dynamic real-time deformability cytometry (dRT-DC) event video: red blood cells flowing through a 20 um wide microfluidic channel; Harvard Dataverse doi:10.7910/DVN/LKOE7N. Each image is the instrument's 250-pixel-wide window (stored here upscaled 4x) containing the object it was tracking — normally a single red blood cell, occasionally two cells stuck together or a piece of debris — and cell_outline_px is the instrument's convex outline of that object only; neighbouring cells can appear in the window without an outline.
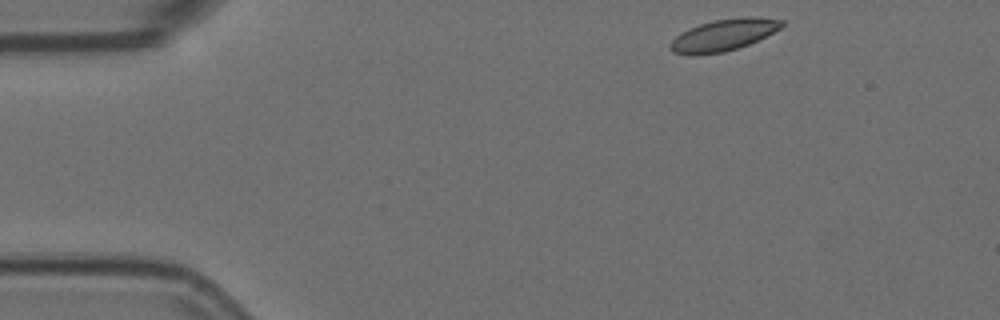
{"species": "Egyptian fruit bat (a non-hibernating species)", "species_latin": "Rousettus aegyptiacus", "temperature_condition": "room temperature", "stored_images_in_passage": 50, "camera_frame_rate_fps": 3000, "um_per_image_px": 0.085, "animal": {"sex": "female"}, "frame": {"image": 1, "passage_image": 1, "time_ms": 0.0, "image_size_px": [1000, 320], "cell_outline_px": [[784, 24], [780, 28], [748, 44], [724, 52], [692, 56], [672, 52], [668, 48], [668, 44], [680, 32], [688, 28], [700, 24], [716, 20], [784, 20]], "centroid_in_image_um": [61.3, 3.06], "position_along_channel_um": 23.7, "area_um2": 19.48}}
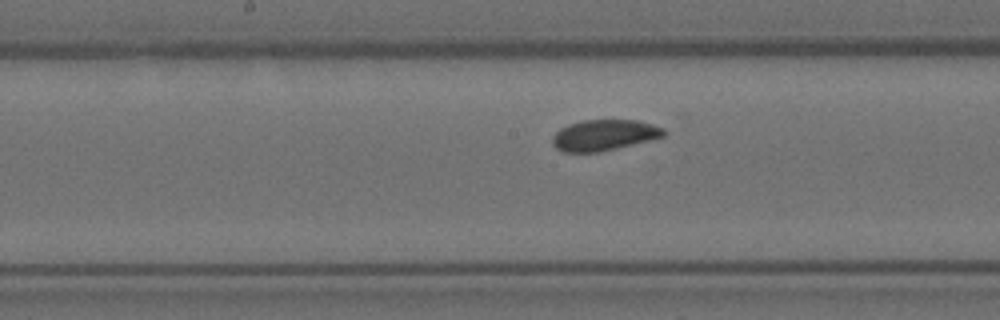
{"frame": {"image": 2, "passage_image": 22, "time_ms": 7.0, "image_size_px": [1000, 320], "cell_outline_px": [[668, 132], [664, 136], [600, 152], [564, 152], [556, 148], [552, 144], [552, 136], [560, 128], [568, 124], [584, 120], [636, 120], [652, 124], [664, 128]], "centroid_in_image_um": [51.33, 11.48], "position_along_channel_um": 196.9, "area_um2": 20.0}}
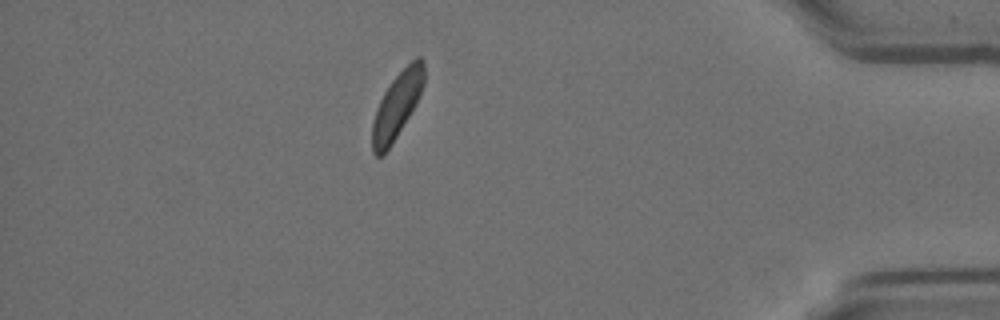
{"frame": {"image": 3, "passage_image": 43, "time_ms": 14.0, "image_size_px": [1000, 320], "cell_outline_px": [[424, 84], [420, 96], [416, 104], [392, 144], [380, 156], [376, 156], [372, 152], [372, 124], [376, 108], [384, 92], [392, 80], [416, 56], [420, 56], [424, 60]], "centroid_in_image_um": [33.75, 8.94], "position_along_channel_um": 401.4, "area_um2": 19.77}, "authors_computed_cell_mechanics": {"area_um2": 20.519, "velocity_mm_per_s": 3.5415, "shape_relaxation_time_tau1_ms": 3.9511, "shape_relaxation_time_tau2_ms": null, "deformation_change_tau1": 0.0727, "deformation_change_tau2": null}}